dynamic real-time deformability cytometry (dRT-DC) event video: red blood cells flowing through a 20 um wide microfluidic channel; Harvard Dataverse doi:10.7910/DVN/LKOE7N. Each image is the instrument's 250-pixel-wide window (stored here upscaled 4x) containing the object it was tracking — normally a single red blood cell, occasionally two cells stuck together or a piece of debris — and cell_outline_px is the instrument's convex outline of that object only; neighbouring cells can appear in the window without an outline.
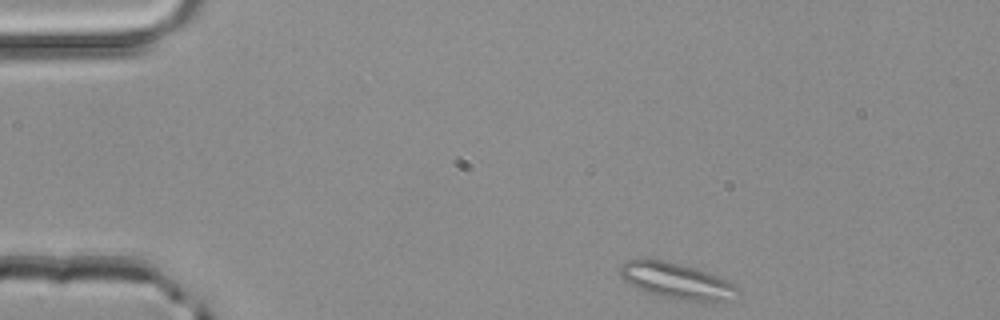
{"species": "common noctule bat (a hibernating species)", "species_latin": "Nyctalus noctula", "temperature_condition": "room temperature", "stored_images_in_passage": 44, "camera_frame_rate_fps": 3000, "um_per_image_px": 0.085, "animal": {"sex": "male", "body_mass_g": 20.4}, "frame": {"image": 1, "passage_image": 1, "time_ms": 0.0, "image_size_px": [1000, 320], "cell_outline_px": [[740, 296], [724, 300], [684, 300], [644, 292], [636, 288], [624, 280], [620, 276], [620, 264], [628, 260], [640, 256], [648, 256], [696, 268], [708, 272], [728, 280], [736, 284], [740, 292]], "centroid_in_image_um": [57.46, 23.82], "position_along_channel_um": 27.5, "area_um2": 25.03}}